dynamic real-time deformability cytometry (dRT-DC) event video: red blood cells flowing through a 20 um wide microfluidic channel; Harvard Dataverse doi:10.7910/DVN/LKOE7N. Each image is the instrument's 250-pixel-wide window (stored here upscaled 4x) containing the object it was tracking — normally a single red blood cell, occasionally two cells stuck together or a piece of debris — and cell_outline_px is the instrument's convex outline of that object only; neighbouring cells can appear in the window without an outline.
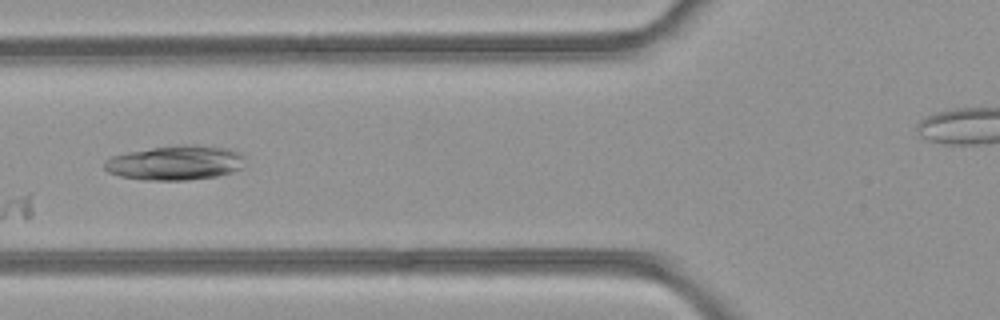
{"species": "common noctule bat (a hibernating species)", "species_latin": "Nyctalus noctula", "temperature_condition": "room temperature", "stored_images_in_passage": 5, "camera_frame_rate_fps": 3000, "um_per_image_px": 0.085, "animal": {"sex": "female", "body_mass_g": 21.9}, "frame": {"image": 1, "passage_image": 5, "time_ms": 1.333, "image_size_px": [1000, 320], "cell_outline_px": [[244, 168], [232, 172], [216, 176], [188, 180], [144, 180], [120, 176], [108, 172], [104, 168], [104, 160], [112, 156], [128, 152], [176, 144], [196, 144], [228, 148], [240, 152], [244, 156]], "centroid_in_image_um": [14.94, 13.83], "position_along_channel_um": 110.9, "area_um2": 28.67}}